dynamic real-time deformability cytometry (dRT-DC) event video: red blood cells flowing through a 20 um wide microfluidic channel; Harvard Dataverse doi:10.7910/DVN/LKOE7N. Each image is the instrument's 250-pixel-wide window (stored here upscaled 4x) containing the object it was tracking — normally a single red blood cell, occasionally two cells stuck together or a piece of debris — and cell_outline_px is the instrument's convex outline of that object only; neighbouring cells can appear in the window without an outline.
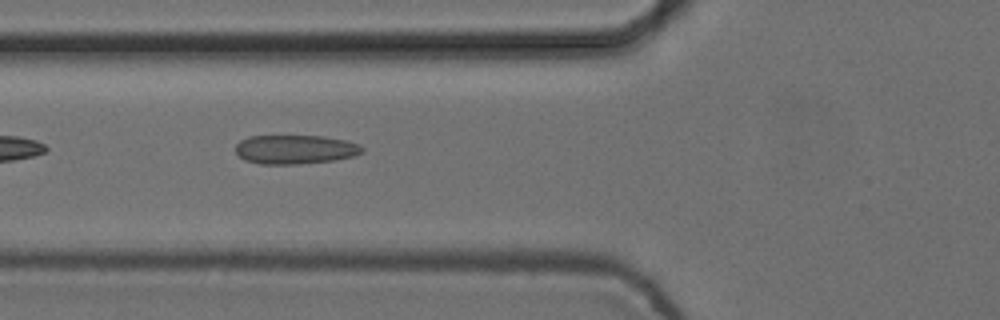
{"species": "common noctule bat (a hibernating species)", "species_latin": "Nyctalus noctula", "temperature_condition": "cold", "stored_images_in_passage": 6, "camera_frame_rate_fps": 3000, "um_per_image_px": 0.085, "animal": {"sex": "female", "body_mass_g": 24.6, "forearm_length_mm": 56.2}, "frame": {"image": 1, "passage_image": 5, "time_ms": 1.333, "image_size_px": [1000, 320], "cell_outline_px": [[364, 152], [352, 156], [336, 160], [296, 164], [260, 164], [244, 160], [236, 152], [236, 144], [240, 140], [248, 136], [324, 136], [344, 140], [360, 144], [364, 148]], "centroid_in_image_um": [25.09, 12.7], "position_along_channel_um": 100.7, "area_um2": 21.5}}
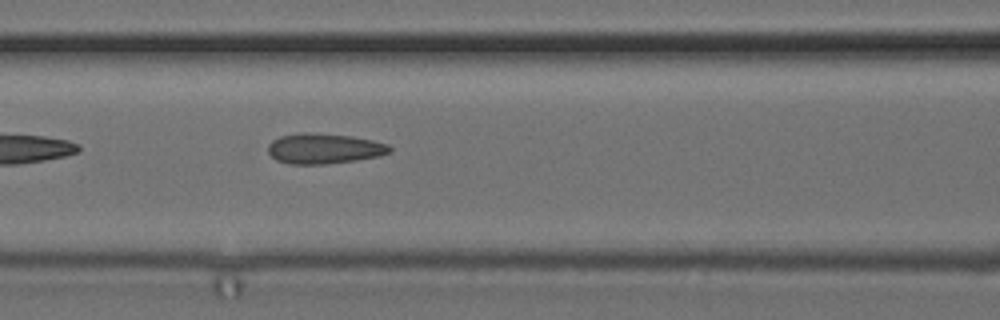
{"frame": {"image": 2, "passage_image": 6, "time_ms": 1.667, "image_size_px": [1000, 320], "cell_outline_px": [[392, 152], [380, 156], [356, 160], [324, 164], [288, 164], [276, 160], [268, 152], [268, 144], [272, 140], [280, 136], [304, 132], [308, 132], [352, 136], [372, 140], [388, 144], [392, 148]], "centroid_in_image_um": [27.55, 12.63], "position_along_channel_um": 139.0, "area_um2": 21.62}}